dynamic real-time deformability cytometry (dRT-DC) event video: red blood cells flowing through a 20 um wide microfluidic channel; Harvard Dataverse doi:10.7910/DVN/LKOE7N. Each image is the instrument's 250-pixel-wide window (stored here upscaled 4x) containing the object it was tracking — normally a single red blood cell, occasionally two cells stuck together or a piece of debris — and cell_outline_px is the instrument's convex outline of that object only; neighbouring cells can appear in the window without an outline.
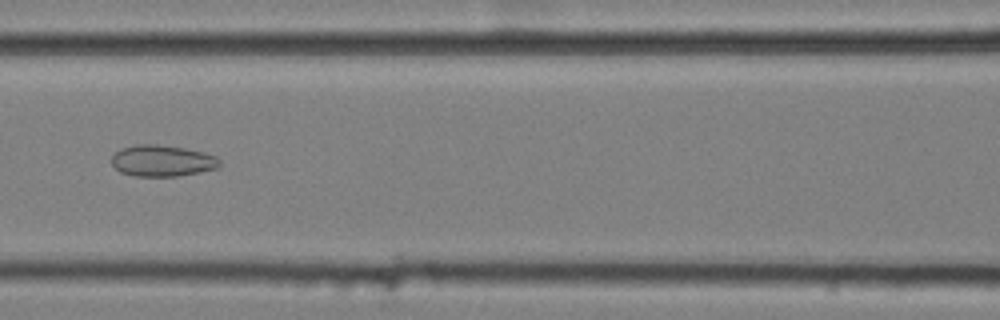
{"species": "common noctule bat (a hibernating species)", "species_latin": "Nyctalus noctula", "temperature_condition": "cold", "stored_images_in_passage": 10, "camera_frame_rate_fps": 3000, "um_per_image_px": 0.085, "animal": {"sex": "female", "body_mass_g": 25.1}, "frame": {"image": 1, "passage_image": 7, "time_ms": 2.0, "image_size_px": [1000, 320], "cell_outline_px": [[220, 164], [216, 168], [200, 172], [176, 176], [136, 176], [120, 172], [112, 164], [112, 156], [120, 148], [136, 144], [156, 144], [184, 148], [204, 152], [216, 156], [220, 160]], "centroid_in_image_um": [13.78, 13.66], "position_along_channel_um": 152.8, "area_um2": 19.71}}
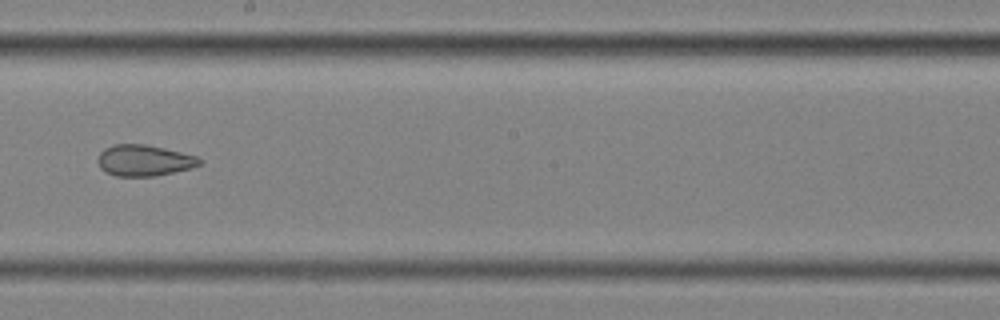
{"frame": {"image": 2, "passage_image": 9, "time_ms": 2.667, "image_size_px": [1000, 320], "cell_outline_px": [[200, 164], [188, 168], [156, 176], [116, 176], [104, 172], [100, 168], [96, 160], [100, 152], [104, 148], [112, 144], [144, 144], [164, 148], [196, 156], [200, 160]], "centroid_in_image_um": [12.16, 13.63], "position_along_channel_um": 236.0, "area_um2": 18.38}}
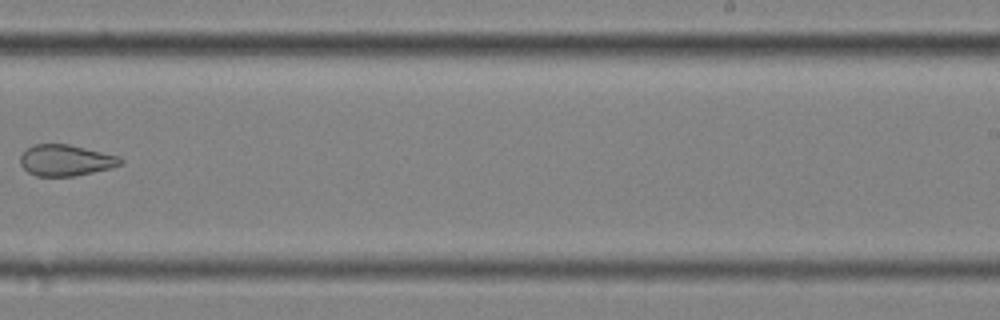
{"frame": {"image": 3, "passage_image": 10, "time_ms": 3.0, "image_size_px": [1000, 320], "cell_outline_px": [[124, 164], [112, 168], [76, 176], [36, 176], [28, 172], [20, 164], [20, 156], [32, 144], [68, 144], [120, 156], [124, 160]], "centroid_in_image_um": [5.63, 13.63], "position_along_channel_um": 283.4, "area_um2": 18.38}}